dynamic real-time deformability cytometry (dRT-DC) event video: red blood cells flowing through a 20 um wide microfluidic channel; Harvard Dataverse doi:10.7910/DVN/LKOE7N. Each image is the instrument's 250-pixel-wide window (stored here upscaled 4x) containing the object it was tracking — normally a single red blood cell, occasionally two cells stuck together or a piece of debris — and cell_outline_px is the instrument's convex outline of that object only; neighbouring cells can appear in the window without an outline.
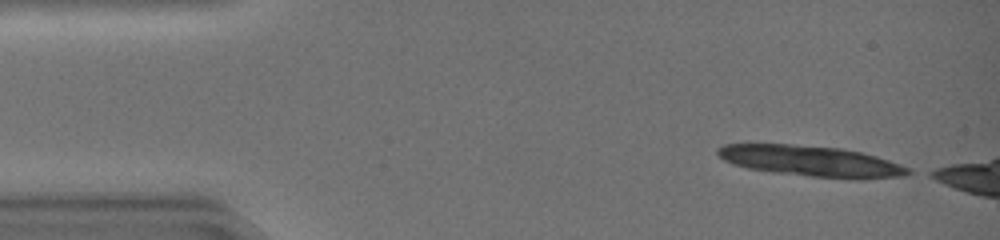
{"species": "common noctule bat (a hibernating species)", "species_latin": "Nyctalus noctula", "temperature_condition": "warm", "stored_images_in_passage": 10, "camera_frame_rate_fps": 3000, "um_per_image_px": 0.085, "animal": {"sex": "female", "body_mass_g": 19.0, "forearm_length_mm": 51.5}, "frame": {"image": 1, "passage_image": 1, "time_ms": 0.0, "image_size_px": [1000, 240], "cell_outline_px": [[912, 172], [904, 176], [864, 180], [860, 180], [808, 176], [772, 172], [748, 168], [732, 164], [724, 160], [716, 152], [716, 148], [724, 144], [788, 144], [840, 148], [860, 152], [876, 156], [912, 168]], "centroid_in_image_um": [68.98, 13.71], "position_along_channel_um": 16.0, "area_um2": 34.39}}